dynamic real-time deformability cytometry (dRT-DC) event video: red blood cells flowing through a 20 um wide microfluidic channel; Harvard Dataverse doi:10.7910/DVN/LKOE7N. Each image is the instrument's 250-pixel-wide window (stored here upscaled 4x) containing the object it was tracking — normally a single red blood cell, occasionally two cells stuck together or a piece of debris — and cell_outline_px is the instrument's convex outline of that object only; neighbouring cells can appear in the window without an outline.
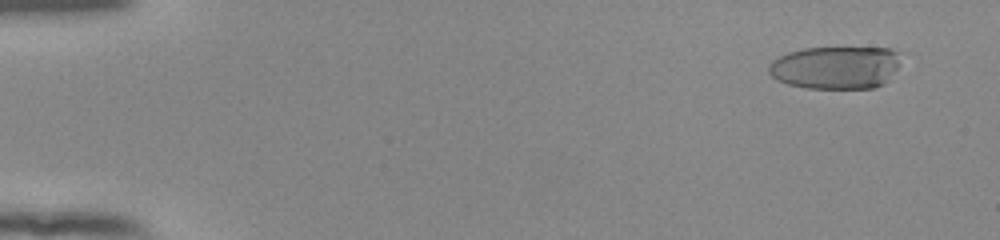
{"species": "human", "species_latin": "Homo sapiens", "temperature_condition": "room temperature", "stored_images_in_passage": 55, "camera_frame_rate_fps": 3000, "um_per_image_px": 0.085, "donor": {"sex": "female"}, "frame": {"image": 1, "passage_image": 5, "time_ms": 1.333, "image_size_px": [1000, 240], "cell_outline_px": [[900, 64], [888, 80], [884, 84], [876, 88], [808, 88], [788, 84], [776, 80], [768, 72], [768, 64], [772, 60], [788, 52], [804, 48], [892, 48], [900, 52]], "centroid_in_image_um": [71.05, 5.73], "position_along_channel_um": 14.0, "area_um2": 33.29}}
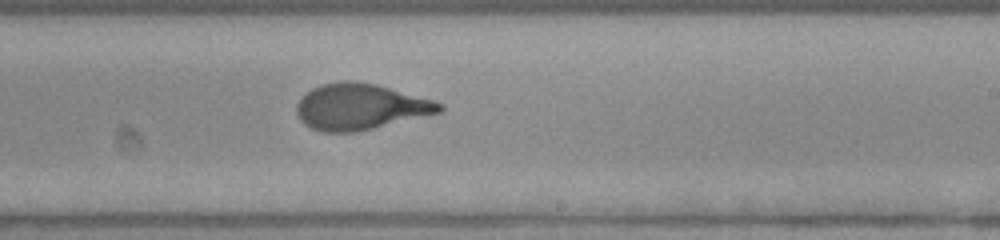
{"frame": {"image": 2, "passage_image": 35, "time_ms": 11.333, "image_size_px": [1000, 240], "cell_outline_px": [[444, 108], [440, 112], [356, 132], [324, 132], [312, 128], [304, 124], [300, 120], [296, 112], [296, 104], [312, 88], [320, 84], [344, 80], [352, 80], [376, 84], [436, 100], [444, 104]], "centroid_in_image_um": [30.63, 9.06], "position_along_channel_um": 258.4, "area_um2": 38.26}}
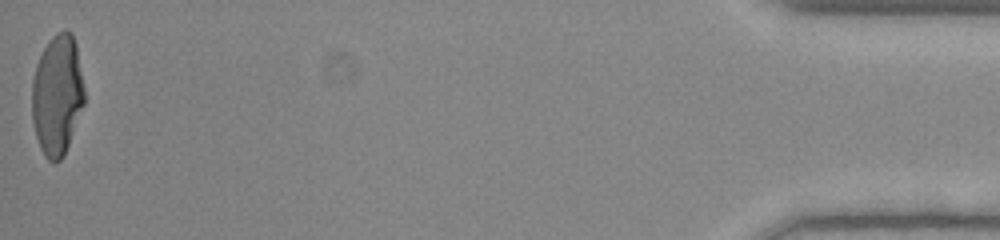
{"frame": {"image": 3, "passage_image": 55, "time_ms": 18.0, "image_size_px": [1000, 240], "cell_outline_px": [[84, 104], [64, 156], [56, 164], [48, 160], [44, 156], [40, 148], [36, 136], [32, 120], [32, 80], [36, 64], [48, 40], [56, 32], [64, 28], [72, 32], [76, 44], [84, 88]], "centroid_in_image_um": [4.86, 8.07], "position_along_channel_um": 430.3, "area_um2": 37.11}, "authors_computed_cell_mechanics": {"area_um2": 37.4544, "velocity_mm_per_s": 3.9065, "shape_relaxation_time_tau1_ms": 6.5307, "shape_relaxation_time_tau2_ms": 0.937, "deformation_change_tau1": 0.2826, "deformation_change_tau2": 0.0791}}